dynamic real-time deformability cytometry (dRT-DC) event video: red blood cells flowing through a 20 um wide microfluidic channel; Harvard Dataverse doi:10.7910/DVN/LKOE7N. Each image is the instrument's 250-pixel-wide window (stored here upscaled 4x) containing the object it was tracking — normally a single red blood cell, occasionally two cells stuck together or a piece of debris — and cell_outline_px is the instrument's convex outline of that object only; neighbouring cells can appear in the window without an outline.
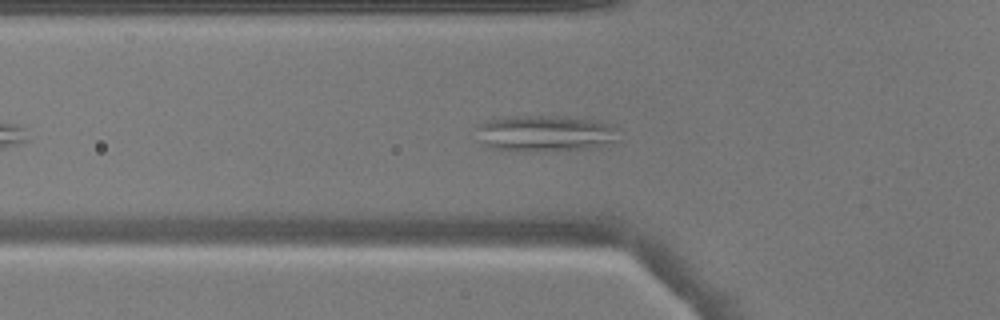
{"species": "common noctule bat (a hibernating species)", "species_latin": "Nyctalus noctula", "temperature_condition": "warm", "stored_images_in_passage": 42, "camera_frame_rate_fps": 3000, "um_per_image_px": 0.085, "animal": {"sex": "male", "body_mass_g": 17.9}, "frame": {"image": 1, "passage_image": 9, "time_ms": 2.667, "image_size_px": [1000, 320], "cell_outline_px": [[620, 128], [616, 140], [608, 144], [596, 148], [544, 152], [520, 152], [488, 148], [476, 140], [476, 124], [484, 120], [508, 116], [548, 116], [600, 120], [616, 124]], "centroid_in_image_um": [46.31, 11.36], "position_along_channel_um": 79.5, "area_um2": 31.5}}
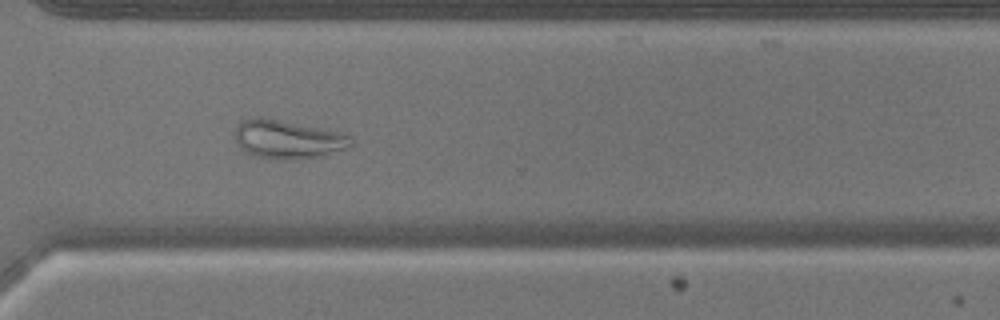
{"frame": {"image": 2, "passage_image": 29, "time_ms": 9.333, "image_size_px": [1000, 320], "cell_outline_px": [[352, 144], [344, 148], [324, 156], [252, 156], [244, 152], [240, 148], [236, 140], [236, 124], [244, 120], [256, 116], [260, 116], [340, 132], [348, 136], [352, 140]], "centroid_in_image_um": [24.4, 11.78], "position_along_channel_um": 346.2, "area_um2": 24.91}}
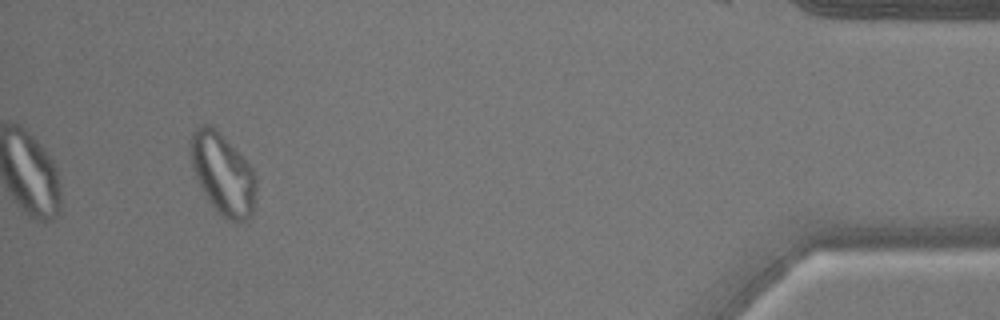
{"frame": {"image": 3, "passage_image": 39, "time_ms": 12.667, "image_size_px": [1000, 320], "cell_outline_px": [[256, 196], [252, 216], [236, 224], [228, 220], [212, 204], [204, 192], [192, 168], [188, 148], [188, 140], [192, 132], [200, 124], [208, 124], [216, 128], [252, 168], [256, 176]], "centroid_in_image_um": [18.93, 14.76], "position_along_channel_um": 416.3, "area_um2": 31.1}}